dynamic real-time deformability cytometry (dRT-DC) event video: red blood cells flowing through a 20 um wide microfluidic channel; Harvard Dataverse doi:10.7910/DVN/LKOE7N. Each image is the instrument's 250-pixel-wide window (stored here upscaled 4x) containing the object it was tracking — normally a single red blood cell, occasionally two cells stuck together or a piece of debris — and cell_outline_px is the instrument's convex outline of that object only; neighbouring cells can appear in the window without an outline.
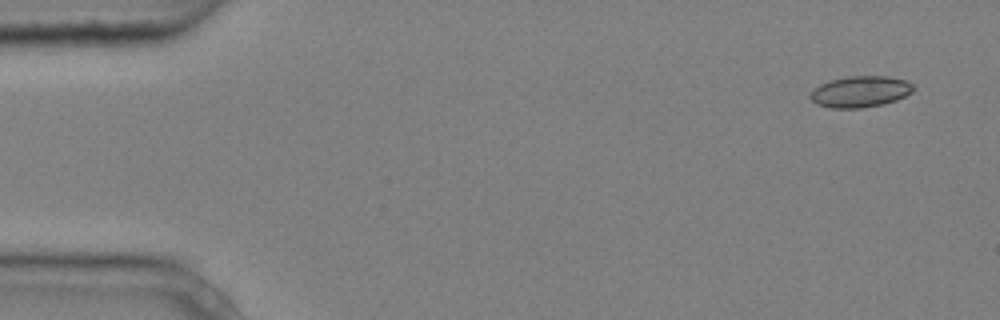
{"species": "common noctule bat (a hibernating species)", "species_latin": "Nyctalus noctula", "temperature_condition": "cold", "stored_images_in_passage": 6, "camera_frame_rate_fps": 3000, "um_per_image_px": 0.085, "animal": {"sex": "male", "body_mass_g": 20.4}, "frame": {"image": 1, "passage_image": 1, "time_ms": 0.0, "image_size_px": [1000, 320], "cell_outline_px": [[916, 88], [912, 92], [896, 100], [884, 104], [860, 108], [832, 108], [816, 104], [808, 96], [820, 84], [832, 80], [848, 76], [888, 76], [904, 80], [912, 84]], "centroid_in_image_um": [73.14, 7.79], "position_along_channel_um": 11.9, "area_um2": 18.67}}
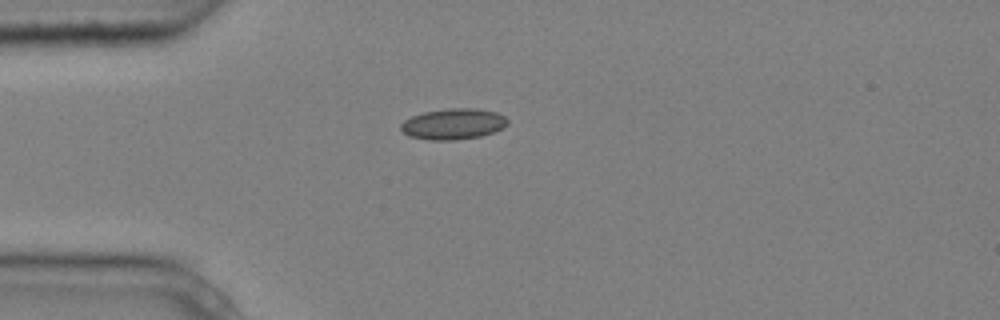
{"frame": {"image": 2, "passage_image": 4, "time_ms": 1.0, "image_size_px": [1000, 320], "cell_outline_px": [[508, 124], [492, 132], [480, 136], [456, 140], [428, 140], [408, 136], [400, 128], [400, 124], [404, 120], [412, 116], [424, 112], [448, 108], [476, 108], [496, 112], [504, 116], [508, 120]], "centroid_in_image_um": [38.5, 10.53], "position_along_channel_um": 46.5, "area_um2": 19.19}}
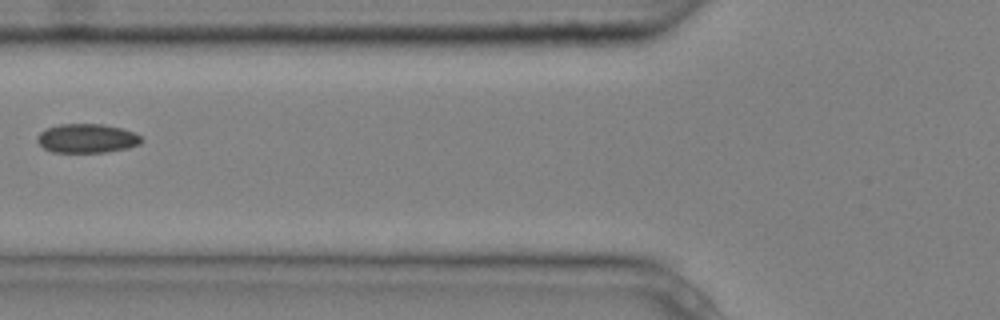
{"frame": {"image": 3, "passage_image": 6, "time_ms": 1.667, "image_size_px": [1000, 320], "cell_outline_px": [[144, 140], [140, 144], [128, 148], [108, 152], [52, 152], [44, 148], [36, 140], [36, 136], [40, 132], [48, 128], [60, 124], [104, 124], [120, 128], [132, 132], [140, 136]], "centroid_in_image_um": [7.39, 11.77], "position_along_channel_um": 118.4, "area_um2": 17.63}}